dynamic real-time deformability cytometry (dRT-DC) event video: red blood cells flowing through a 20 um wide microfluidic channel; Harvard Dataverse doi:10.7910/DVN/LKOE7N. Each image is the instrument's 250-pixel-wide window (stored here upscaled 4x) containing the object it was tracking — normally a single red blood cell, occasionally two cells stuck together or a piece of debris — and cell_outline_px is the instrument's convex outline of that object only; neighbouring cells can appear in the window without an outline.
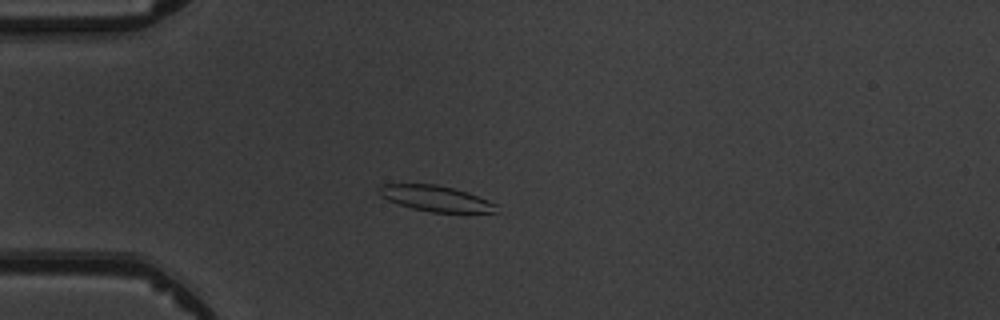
{"species": "common noctule bat (a hibernating species)", "species_latin": "Nyctalus noctula", "temperature_condition": "warm", "stored_images_in_passage": 4, "camera_frame_rate_fps": 3000, "um_per_image_px": 0.085, "animal": {"sex": "male", "body_mass_g": 19.5, "forearm_length_mm": 54.6}, "frame": {"image": 1, "passage_image": 4, "time_ms": 4.333, "image_size_px": [1000, 320], "cell_outline_px": [[500, 204], [496, 212], [432, 212], [412, 208], [388, 200], [380, 196], [380, 184], [436, 184], [468, 192]], "centroid_in_image_um": [37.1, 16.87], "position_along_channel_um": 47.9, "area_um2": 17.51}}